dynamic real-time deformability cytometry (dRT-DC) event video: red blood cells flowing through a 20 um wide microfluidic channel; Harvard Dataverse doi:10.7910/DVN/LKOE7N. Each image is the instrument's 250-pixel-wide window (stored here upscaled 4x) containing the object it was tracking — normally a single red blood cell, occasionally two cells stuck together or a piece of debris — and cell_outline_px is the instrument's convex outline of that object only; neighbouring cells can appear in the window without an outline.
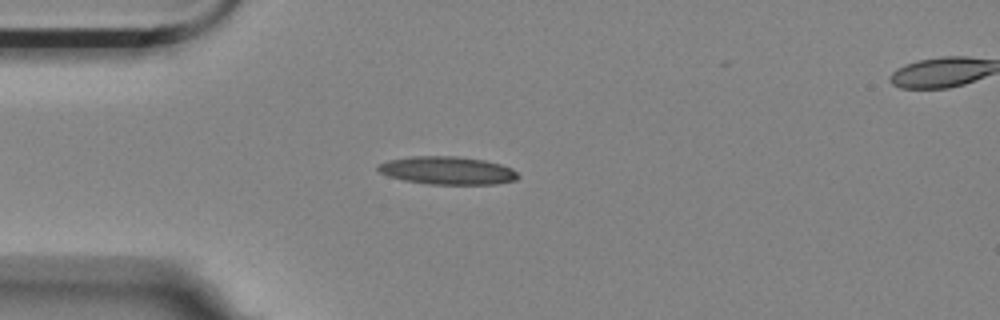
{"species": "Egyptian fruit bat (a non-hibernating species)", "species_latin": "Rousettus aegyptiacus", "temperature_condition": "room temperature", "stored_images_in_passage": 5, "camera_frame_rate_fps": 3000, "um_per_image_px": 0.085, "animal": {"sex": "female"}, "frame": {"image": 1, "passage_image": 3, "time_ms": 0.667, "image_size_px": [1000, 320], "cell_outline_px": [[520, 176], [516, 180], [496, 184], [428, 184], [404, 180], [388, 176], [380, 172], [376, 168], [380, 164], [388, 160], [412, 156], [456, 156], [484, 160], [500, 164], [512, 168]], "centroid_in_image_um": [38.04, 14.49], "position_along_channel_um": 47.0, "area_um2": 22.77}}